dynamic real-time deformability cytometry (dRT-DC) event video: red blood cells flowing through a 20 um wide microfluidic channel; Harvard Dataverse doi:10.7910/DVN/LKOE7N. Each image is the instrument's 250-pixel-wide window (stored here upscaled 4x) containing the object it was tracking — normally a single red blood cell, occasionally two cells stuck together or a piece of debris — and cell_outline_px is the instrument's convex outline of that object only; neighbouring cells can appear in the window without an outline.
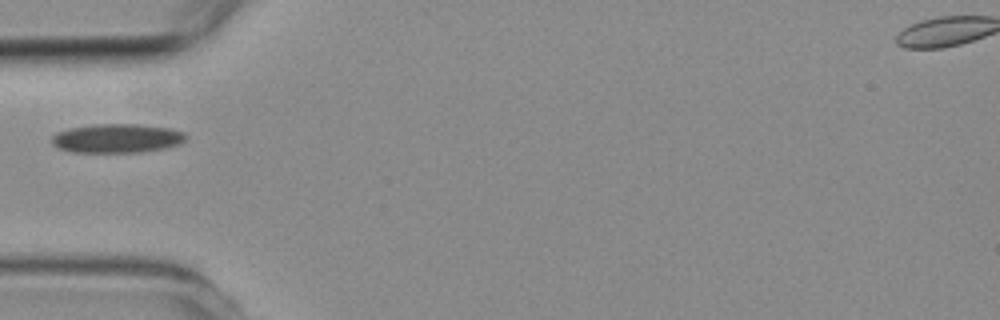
{"species": "common noctule bat (a hibernating species)", "species_latin": "Nyctalus noctula", "temperature_condition": "room temperature", "stored_images_in_passage": 1, "camera_frame_rate_fps": 3000, "um_per_image_px": 0.085, "animal": {"sex": "female", "body_mass_g": 19.3, "forearm_length_mm": 54.1}, "frame": {"image": 1, "passage_image": 1, "time_ms": 0.0, "image_size_px": [1000, 320], "cell_outline_px": [[188, 136], [180, 144], [164, 148], [140, 152], [72, 152], [60, 148], [52, 144], [52, 136], [56, 132], [68, 128], [96, 124], [136, 124], [172, 128], [184, 132]], "centroid_in_image_um": [9.96, 11.75], "position_along_channel_um": 75.0, "area_um2": 22.72}}